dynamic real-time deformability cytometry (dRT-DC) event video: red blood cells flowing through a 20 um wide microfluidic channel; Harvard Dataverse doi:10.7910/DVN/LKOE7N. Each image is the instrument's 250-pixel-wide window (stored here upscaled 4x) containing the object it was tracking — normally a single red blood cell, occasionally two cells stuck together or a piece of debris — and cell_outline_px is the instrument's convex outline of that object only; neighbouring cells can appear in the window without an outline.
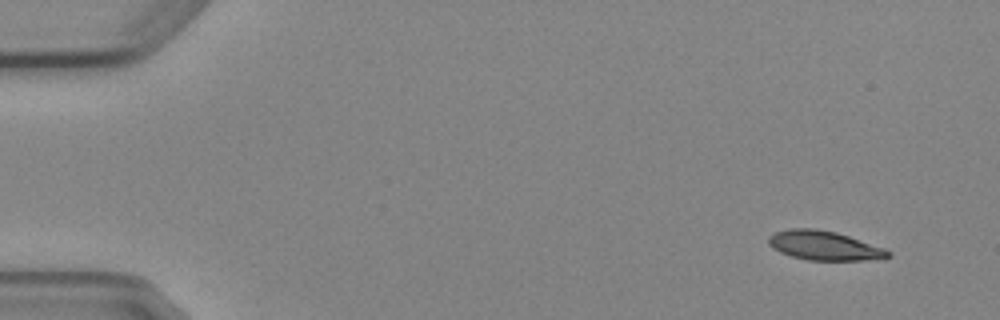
{"species": "Egyptian fruit bat (a non-hibernating species)", "species_latin": "Rousettus aegyptiacus", "temperature_condition": "cold", "stored_images_in_passage": 5, "camera_frame_rate_fps": 3000, "um_per_image_px": 0.085, "animal": {"sex": "female"}, "frame": {"image": 1, "passage_image": 1, "time_ms": 0.0, "image_size_px": [1000, 320], "cell_outline_px": [[892, 256], [864, 260], [808, 260], [792, 256], [780, 252], [772, 248], [768, 244], [768, 236], [776, 232], [792, 228], [816, 228], [836, 232], [884, 248], [892, 252]], "centroid_in_image_um": [70.03, 20.87], "position_along_channel_um": 15.0, "area_um2": 20.23}}
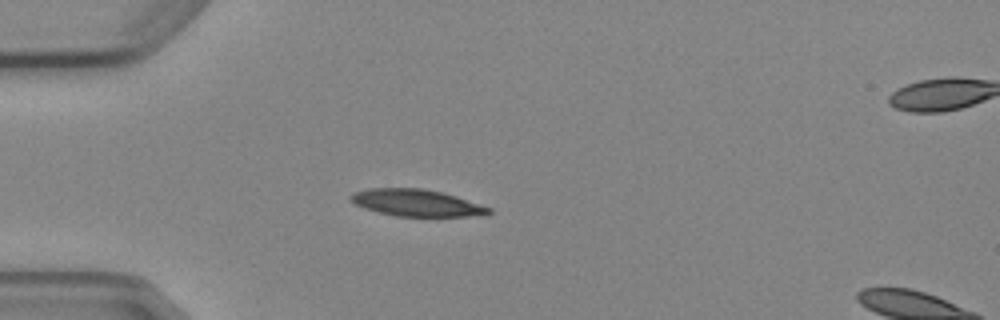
{"frame": {"image": 2, "passage_image": 4, "time_ms": 3.667, "image_size_px": [1000, 320], "cell_outline_px": [[492, 212], [468, 216], [396, 216], [364, 208], [348, 200], [348, 196], [352, 192], [368, 188], [424, 188], [456, 196], [492, 208]], "centroid_in_image_um": [35.33, 17.22], "position_along_channel_um": 49.7, "area_um2": 21.5}}